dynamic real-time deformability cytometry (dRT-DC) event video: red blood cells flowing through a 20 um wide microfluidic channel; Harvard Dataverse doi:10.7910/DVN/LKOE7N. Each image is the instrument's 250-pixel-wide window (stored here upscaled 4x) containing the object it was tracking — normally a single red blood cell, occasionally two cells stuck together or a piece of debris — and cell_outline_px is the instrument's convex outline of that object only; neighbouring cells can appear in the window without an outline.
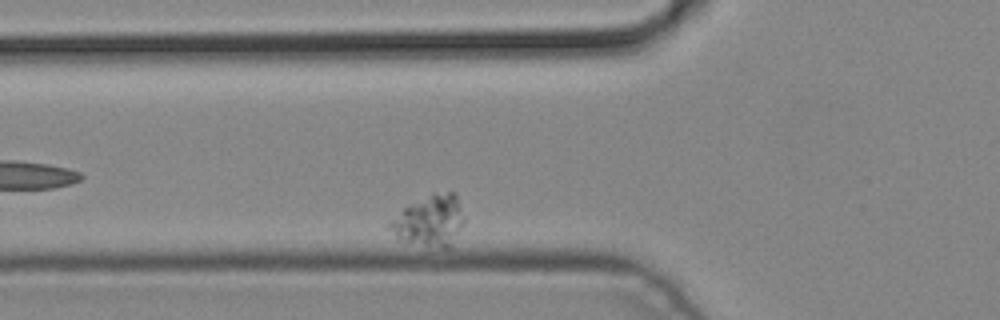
{"species": "common noctule bat (a hibernating species)", "species_latin": "Nyctalus noctula", "temperature_condition": "cold", "stored_images_in_passage": 7, "segment_of_instrument_passage": [1, 2], "camera_frame_rate_fps": 3000, "um_per_image_px": 0.085, "animal": {"sex": "male", "body_mass_g": 19.2, "forearm_length_mm": 51.8}, "frame": {"image": 1, "passage_image": 6, "time_ms": 1.667, "image_size_px": [1000, 320], "cell_outline_px": [[464, 224], [452, 248], [440, 248], [400, 240], [388, 228], [388, 224], [404, 208], [432, 192], [456, 192], [464, 220]], "centroid_in_image_um": [36.58, 18.78], "position_along_channel_um": 89.2, "area_um2": 22.14}}